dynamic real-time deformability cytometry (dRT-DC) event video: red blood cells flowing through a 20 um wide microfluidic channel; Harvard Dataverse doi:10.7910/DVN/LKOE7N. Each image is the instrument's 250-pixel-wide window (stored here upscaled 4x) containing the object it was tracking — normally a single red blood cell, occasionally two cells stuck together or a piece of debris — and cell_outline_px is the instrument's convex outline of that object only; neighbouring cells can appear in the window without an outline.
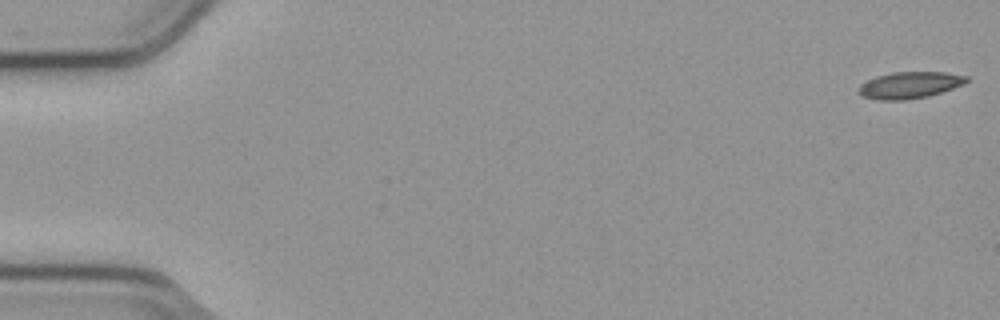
{"species": "common noctule bat (a hibernating species)", "species_latin": "Nyctalus noctula", "temperature_condition": "cold", "stored_images_in_passage": 55, "camera_frame_rate_fps": 3000, "um_per_image_px": 0.085, "animal": {"sex": "male", "body_mass_g": 23.1, "forearm_length_mm": 52.7}, "frame": {"image": 1, "passage_image": 1, "time_ms": 0.0, "image_size_px": [1000, 320], "cell_outline_px": [[968, 80], [964, 84], [928, 96], [904, 100], [876, 100], [860, 96], [856, 92], [856, 88], [860, 84], [876, 76], [892, 72], [944, 72], [968, 76]], "centroid_in_image_um": [77.25, 7.24], "position_along_channel_um": 7.8, "area_um2": 16.88}}
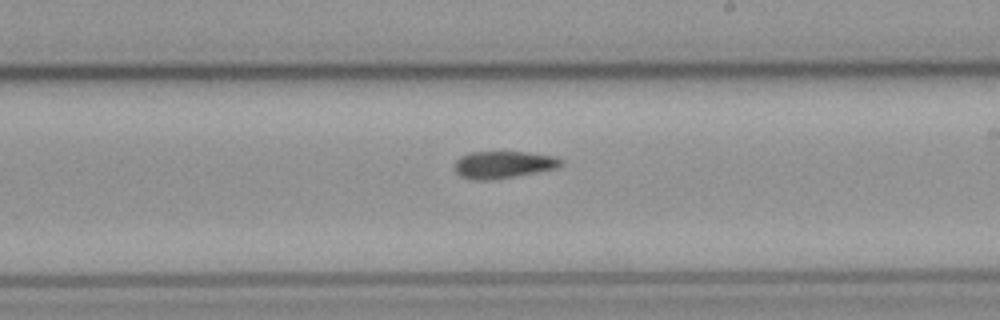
{"frame": {"image": 2, "passage_image": 32, "time_ms": 10.333, "image_size_px": [1000, 320], "cell_outline_px": [[564, 164], [556, 168], [536, 172], [488, 180], [476, 180], [460, 176], [456, 172], [456, 160], [460, 156], [468, 152], [528, 152], [556, 156], [564, 160]], "centroid_in_image_um": [42.81, 13.97], "position_along_channel_um": 246.2, "area_um2": 16.76}}
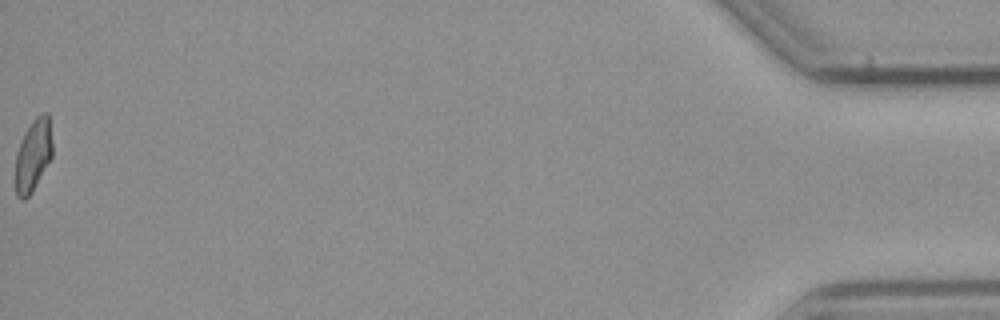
{"frame": {"image": 3, "passage_image": 55, "time_ms": 18.0, "image_size_px": [1000, 320], "cell_outline_px": [[52, 156], [32, 192], [24, 200], [20, 200], [16, 196], [16, 152], [24, 132], [32, 120], [36, 116], [44, 112], [48, 112], [52, 140]], "centroid_in_image_um": [2.82, 13.17], "position_along_channel_um": 432.4, "area_um2": 15.61}, "authors_computed_cell_mechanics": {"area_um2": 17.1088, "velocity_mm_per_s": 3.7913, "shape_relaxation_time_tau1_ms": null, "shape_relaxation_time_tau2_ms": 4.53, "deformation_change_tau1": null, "deformation_change_tau2": 0.0896}}